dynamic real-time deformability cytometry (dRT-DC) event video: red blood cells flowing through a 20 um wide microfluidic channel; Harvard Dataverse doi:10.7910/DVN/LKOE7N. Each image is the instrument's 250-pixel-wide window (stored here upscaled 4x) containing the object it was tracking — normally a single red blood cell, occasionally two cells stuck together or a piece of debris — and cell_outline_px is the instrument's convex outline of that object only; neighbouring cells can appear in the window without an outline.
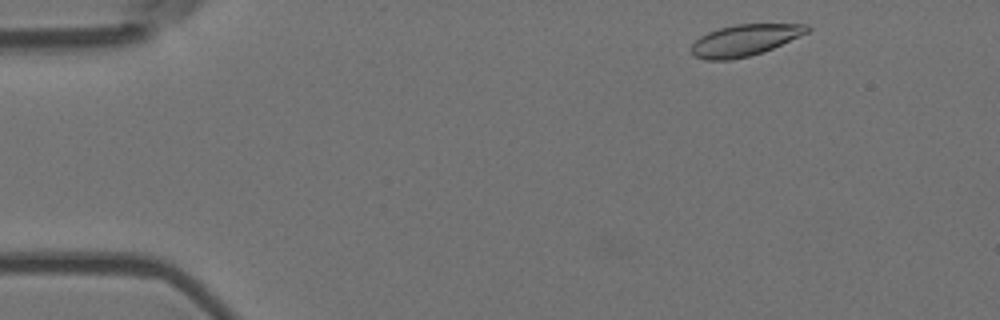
{"species": "Egyptian fruit bat (a non-hibernating species)", "species_latin": "Rousettus aegyptiacus", "temperature_condition": "room temperature", "stored_images_in_passage": 51, "camera_frame_rate_fps": 3000, "um_per_image_px": 0.085, "animal": {"sex": "female"}, "frame": {"image": 1, "passage_image": 3, "time_ms": 0.667, "image_size_px": [1000, 320], "cell_outline_px": [[812, 28], [808, 32], [800, 36], [772, 48], [748, 56], [732, 60], [704, 60], [696, 56], [692, 52], [692, 44], [700, 36], [708, 32], [720, 28], [736, 24], [808, 24]], "centroid_in_image_um": [63.31, 3.41], "position_along_channel_um": 21.7, "area_um2": 20.98}}
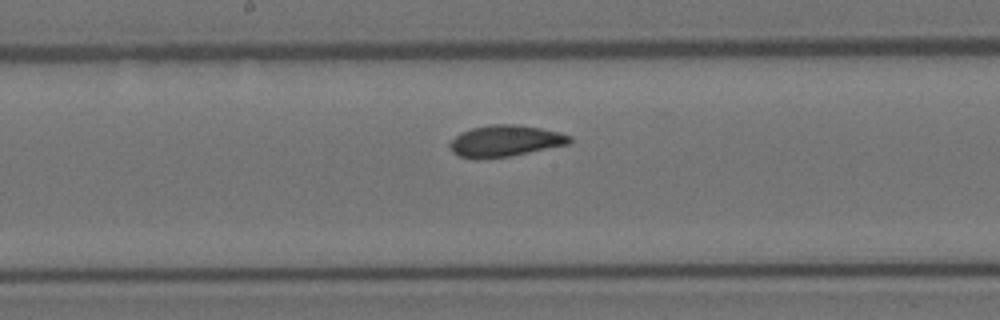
{"frame": {"image": 2, "passage_image": 25, "time_ms": 8.0, "image_size_px": [1000, 320], "cell_outline_px": [[572, 140], [568, 144], [508, 156], [476, 160], [460, 156], [452, 152], [448, 144], [460, 132], [472, 128], [492, 124], [516, 124], [540, 128], [560, 132], [572, 136]], "centroid_in_image_um": [42.91, 11.98], "position_along_channel_um": 205.3, "area_um2": 21.91}}
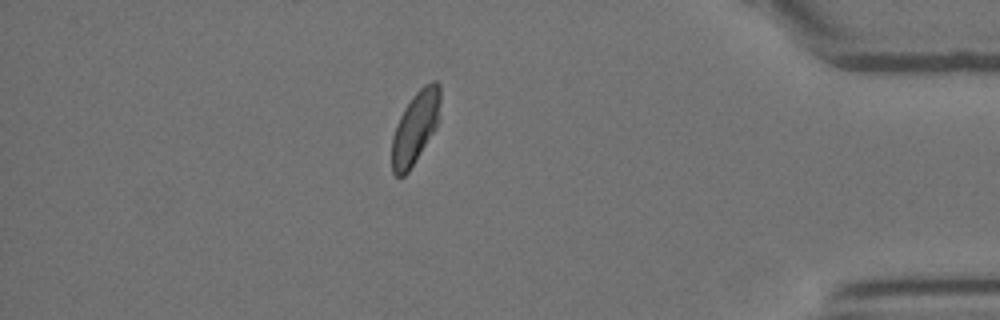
{"frame": {"image": 3, "passage_image": 44, "time_ms": 14.333, "image_size_px": [1000, 320], "cell_outline_px": [[440, 120], [436, 128], [408, 172], [404, 176], [396, 176], [392, 172], [392, 136], [396, 124], [404, 108], [412, 96], [424, 84], [432, 80], [436, 80], [440, 84]], "centroid_in_image_um": [35.32, 10.8], "position_along_channel_um": 399.9, "area_um2": 20.58}, "authors_computed_cell_mechanics": {"area_um2": 21.5016, "velocity_mm_per_s": 3.6657, "shape_relaxation_time_tau1_ms": 5.0636, "shape_relaxation_time_tau2_ms": 1.3755, "deformation_change_tau1": 0.1241, "deformation_change_tau2": 0.0436}}